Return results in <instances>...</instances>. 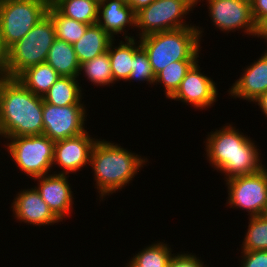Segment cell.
Wrapping results in <instances>:
<instances>
[{"label":"cell","instance_id":"6da1fadb","mask_svg":"<svg viewBox=\"0 0 267 267\" xmlns=\"http://www.w3.org/2000/svg\"><path fill=\"white\" fill-rule=\"evenodd\" d=\"M208 132L204 141L207 160L213 169L224 175L225 181L237 176L250 175L266 166L260 159V149L254 139L227 123ZM252 139V140H251ZM256 145V146H255ZM260 153V154H259Z\"/></svg>","mask_w":267,"mask_h":267},{"label":"cell","instance_id":"7a4b0ae2","mask_svg":"<svg viewBox=\"0 0 267 267\" xmlns=\"http://www.w3.org/2000/svg\"><path fill=\"white\" fill-rule=\"evenodd\" d=\"M43 97L16 78L0 80V132L9 137L43 134Z\"/></svg>","mask_w":267,"mask_h":267},{"label":"cell","instance_id":"3957f363","mask_svg":"<svg viewBox=\"0 0 267 267\" xmlns=\"http://www.w3.org/2000/svg\"><path fill=\"white\" fill-rule=\"evenodd\" d=\"M147 162V157L142 158V155L130 152L120 144L99 138L92 147L90 166L100 201L119 189L122 191Z\"/></svg>","mask_w":267,"mask_h":267},{"label":"cell","instance_id":"277c9868","mask_svg":"<svg viewBox=\"0 0 267 267\" xmlns=\"http://www.w3.org/2000/svg\"><path fill=\"white\" fill-rule=\"evenodd\" d=\"M203 30V27L195 24V26L157 32L139 38L153 73L156 75L172 62L199 60Z\"/></svg>","mask_w":267,"mask_h":267},{"label":"cell","instance_id":"5b68a950","mask_svg":"<svg viewBox=\"0 0 267 267\" xmlns=\"http://www.w3.org/2000/svg\"><path fill=\"white\" fill-rule=\"evenodd\" d=\"M55 39L54 24L46 15L8 49L9 78H16L27 68L44 63Z\"/></svg>","mask_w":267,"mask_h":267},{"label":"cell","instance_id":"8992f818","mask_svg":"<svg viewBox=\"0 0 267 267\" xmlns=\"http://www.w3.org/2000/svg\"><path fill=\"white\" fill-rule=\"evenodd\" d=\"M5 150L15 165L30 178L47 175L51 172L54 160V144L44 134L6 138Z\"/></svg>","mask_w":267,"mask_h":267},{"label":"cell","instance_id":"52a82bcc","mask_svg":"<svg viewBox=\"0 0 267 267\" xmlns=\"http://www.w3.org/2000/svg\"><path fill=\"white\" fill-rule=\"evenodd\" d=\"M50 0H0V32L9 49L47 15Z\"/></svg>","mask_w":267,"mask_h":267},{"label":"cell","instance_id":"ba28073f","mask_svg":"<svg viewBox=\"0 0 267 267\" xmlns=\"http://www.w3.org/2000/svg\"><path fill=\"white\" fill-rule=\"evenodd\" d=\"M196 4L192 0H154L147 7L135 13L136 36L194 26L186 23L185 16L193 11Z\"/></svg>","mask_w":267,"mask_h":267},{"label":"cell","instance_id":"9c48e42d","mask_svg":"<svg viewBox=\"0 0 267 267\" xmlns=\"http://www.w3.org/2000/svg\"><path fill=\"white\" fill-rule=\"evenodd\" d=\"M227 205L230 208L245 210L247 215H262L267 205V168L250 174L226 180Z\"/></svg>","mask_w":267,"mask_h":267},{"label":"cell","instance_id":"30bf717a","mask_svg":"<svg viewBox=\"0 0 267 267\" xmlns=\"http://www.w3.org/2000/svg\"><path fill=\"white\" fill-rule=\"evenodd\" d=\"M199 2L201 0H198ZM206 2L209 18L215 29L226 33L242 29L248 36H256L257 24L249 2L243 0H206Z\"/></svg>","mask_w":267,"mask_h":267},{"label":"cell","instance_id":"8fae6325","mask_svg":"<svg viewBox=\"0 0 267 267\" xmlns=\"http://www.w3.org/2000/svg\"><path fill=\"white\" fill-rule=\"evenodd\" d=\"M85 105L54 106L43 100V134L53 141L78 136L85 131Z\"/></svg>","mask_w":267,"mask_h":267},{"label":"cell","instance_id":"7c38bea8","mask_svg":"<svg viewBox=\"0 0 267 267\" xmlns=\"http://www.w3.org/2000/svg\"><path fill=\"white\" fill-rule=\"evenodd\" d=\"M197 60L187 71L184 79L171 100L181 101L183 104H191L194 108L203 110L212 107L218 101V89L211 77L201 73ZM207 107V108H206Z\"/></svg>","mask_w":267,"mask_h":267},{"label":"cell","instance_id":"4fadbf2b","mask_svg":"<svg viewBox=\"0 0 267 267\" xmlns=\"http://www.w3.org/2000/svg\"><path fill=\"white\" fill-rule=\"evenodd\" d=\"M87 131L66 139L55 141L53 168L63 169L58 174H75L87 164L90 166L92 147L98 138L91 137Z\"/></svg>","mask_w":267,"mask_h":267},{"label":"cell","instance_id":"5bb4252c","mask_svg":"<svg viewBox=\"0 0 267 267\" xmlns=\"http://www.w3.org/2000/svg\"><path fill=\"white\" fill-rule=\"evenodd\" d=\"M55 172L33 178L34 181L38 182L37 186L35 185L34 187L52 213L60 221H63L73 210L74 195L71 190L72 186L68 181L69 175Z\"/></svg>","mask_w":267,"mask_h":267},{"label":"cell","instance_id":"9a60e30c","mask_svg":"<svg viewBox=\"0 0 267 267\" xmlns=\"http://www.w3.org/2000/svg\"><path fill=\"white\" fill-rule=\"evenodd\" d=\"M11 209L13 217L20 223H26L35 226L54 225L61 222L44 202L41 195L35 187L22 189L14 198Z\"/></svg>","mask_w":267,"mask_h":267},{"label":"cell","instance_id":"2e32d148","mask_svg":"<svg viewBox=\"0 0 267 267\" xmlns=\"http://www.w3.org/2000/svg\"><path fill=\"white\" fill-rule=\"evenodd\" d=\"M100 25L113 39L122 34L124 39L135 36L129 35L126 27L136 28V17L133 9L125 0H100L98 5V20Z\"/></svg>","mask_w":267,"mask_h":267},{"label":"cell","instance_id":"e0dca14e","mask_svg":"<svg viewBox=\"0 0 267 267\" xmlns=\"http://www.w3.org/2000/svg\"><path fill=\"white\" fill-rule=\"evenodd\" d=\"M243 69L241 77L228 90L230 97L253 102L267 91V50Z\"/></svg>","mask_w":267,"mask_h":267},{"label":"cell","instance_id":"ac0fdd59","mask_svg":"<svg viewBox=\"0 0 267 267\" xmlns=\"http://www.w3.org/2000/svg\"><path fill=\"white\" fill-rule=\"evenodd\" d=\"M114 39L98 24L90 25L73 45L80 64L107 52Z\"/></svg>","mask_w":267,"mask_h":267},{"label":"cell","instance_id":"d6986e66","mask_svg":"<svg viewBox=\"0 0 267 267\" xmlns=\"http://www.w3.org/2000/svg\"><path fill=\"white\" fill-rule=\"evenodd\" d=\"M60 76L79 77L80 63L73 45L55 39L48 51L46 61Z\"/></svg>","mask_w":267,"mask_h":267},{"label":"cell","instance_id":"ffe728a7","mask_svg":"<svg viewBox=\"0 0 267 267\" xmlns=\"http://www.w3.org/2000/svg\"><path fill=\"white\" fill-rule=\"evenodd\" d=\"M61 76L47 63L31 66L16 79L29 91L43 97Z\"/></svg>","mask_w":267,"mask_h":267},{"label":"cell","instance_id":"44dd1931","mask_svg":"<svg viewBox=\"0 0 267 267\" xmlns=\"http://www.w3.org/2000/svg\"><path fill=\"white\" fill-rule=\"evenodd\" d=\"M78 78L61 76L43 96V100L46 103L60 107L66 105H84L82 101L84 94L82 93L83 88L79 84Z\"/></svg>","mask_w":267,"mask_h":267},{"label":"cell","instance_id":"7402d4cb","mask_svg":"<svg viewBox=\"0 0 267 267\" xmlns=\"http://www.w3.org/2000/svg\"><path fill=\"white\" fill-rule=\"evenodd\" d=\"M121 40L117 46L114 39L108 48L114 82H127L133 68L134 38Z\"/></svg>","mask_w":267,"mask_h":267},{"label":"cell","instance_id":"603a6c76","mask_svg":"<svg viewBox=\"0 0 267 267\" xmlns=\"http://www.w3.org/2000/svg\"><path fill=\"white\" fill-rule=\"evenodd\" d=\"M100 0H50V3L64 16L78 22L94 25L98 20Z\"/></svg>","mask_w":267,"mask_h":267},{"label":"cell","instance_id":"cb8c5ba5","mask_svg":"<svg viewBox=\"0 0 267 267\" xmlns=\"http://www.w3.org/2000/svg\"><path fill=\"white\" fill-rule=\"evenodd\" d=\"M47 15L54 24L56 38L69 44L77 42L90 26L62 15L51 3Z\"/></svg>","mask_w":267,"mask_h":267},{"label":"cell","instance_id":"d4e9b609","mask_svg":"<svg viewBox=\"0 0 267 267\" xmlns=\"http://www.w3.org/2000/svg\"><path fill=\"white\" fill-rule=\"evenodd\" d=\"M79 72V76L83 72V77H87V80L91 84L93 83L94 86H110V84H115L108 51L80 64Z\"/></svg>","mask_w":267,"mask_h":267},{"label":"cell","instance_id":"484cf974","mask_svg":"<svg viewBox=\"0 0 267 267\" xmlns=\"http://www.w3.org/2000/svg\"><path fill=\"white\" fill-rule=\"evenodd\" d=\"M196 61L197 60H183L172 62L155 75L154 85L157 86V84L159 85L160 83L161 86L162 83L165 96L170 99L178 90L187 71Z\"/></svg>","mask_w":267,"mask_h":267},{"label":"cell","instance_id":"4316f807","mask_svg":"<svg viewBox=\"0 0 267 267\" xmlns=\"http://www.w3.org/2000/svg\"><path fill=\"white\" fill-rule=\"evenodd\" d=\"M164 242L158 241L147 245L143 250L131 257L139 267H168L172 254V248Z\"/></svg>","mask_w":267,"mask_h":267},{"label":"cell","instance_id":"83f0119b","mask_svg":"<svg viewBox=\"0 0 267 267\" xmlns=\"http://www.w3.org/2000/svg\"><path fill=\"white\" fill-rule=\"evenodd\" d=\"M248 218L249 225L241 244V251H267V219L262 215Z\"/></svg>","mask_w":267,"mask_h":267},{"label":"cell","instance_id":"f1b7e54d","mask_svg":"<svg viewBox=\"0 0 267 267\" xmlns=\"http://www.w3.org/2000/svg\"><path fill=\"white\" fill-rule=\"evenodd\" d=\"M127 81L149 83L151 86L155 83V74L153 73L150 61L146 51L141 47L140 41L134 38V57L133 68Z\"/></svg>","mask_w":267,"mask_h":267},{"label":"cell","instance_id":"f546056e","mask_svg":"<svg viewBox=\"0 0 267 267\" xmlns=\"http://www.w3.org/2000/svg\"><path fill=\"white\" fill-rule=\"evenodd\" d=\"M168 267H209L204 265L202 259L200 260L195 254L192 253H173L169 261Z\"/></svg>","mask_w":267,"mask_h":267},{"label":"cell","instance_id":"4dcf8cb0","mask_svg":"<svg viewBox=\"0 0 267 267\" xmlns=\"http://www.w3.org/2000/svg\"><path fill=\"white\" fill-rule=\"evenodd\" d=\"M240 267H267V251H242Z\"/></svg>","mask_w":267,"mask_h":267},{"label":"cell","instance_id":"1f68e13d","mask_svg":"<svg viewBox=\"0 0 267 267\" xmlns=\"http://www.w3.org/2000/svg\"><path fill=\"white\" fill-rule=\"evenodd\" d=\"M251 8L254 21L258 25L267 17V0H254Z\"/></svg>","mask_w":267,"mask_h":267},{"label":"cell","instance_id":"d6a6232c","mask_svg":"<svg viewBox=\"0 0 267 267\" xmlns=\"http://www.w3.org/2000/svg\"><path fill=\"white\" fill-rule=\"evenodd\" d=\"M0 78H9L8 71V48L5 46L0 32Z\"/></svg>","mask_w":267,"mask_h":267},{"label":"cell","instance_id":"836d02e7","mask_svg":"<svg viewBox=\"0 0 267 267\" xmlns=\"http://www.w3.org/2000/svg\"><path fill=\"white\" fill-rule=\"evenodd\" d=\"M154 0H127L126 3L133 9L136 13L139 10L150 5Z\"/></svg>","mask_w":267,"mask_h":267},{"label":"cell","instance_id":"e575fe53","mask_svg":"<svg viewBox=\"0 0 267 267\" xmlns=\"http://www.w3.org/2000/svg\"><path fill=\"white\" fill-rule=\"evenodd\" d=\"M256 105L259 106L261 112L267 118V91L261 94L257 99L253 101Z\"/></svg>","mask_w":267,"mask_h":267},{"label":"cell","instance_id":"d590c367","mask_svg":"<svg viewBox=\"0 0 267 267\" xmlns=\"http://www.w3.org/2000/svg\"><path fill=\"white\" fill-rule=\"evenodd\" d=\"M255 37H258L260 39L263 38L264 42H267V17L257 25V34Z\"/></svg>","mask_w":267,"mask_h":267},{"label":"cell","instance_id":"8d00e7d4","mask_svg":"<svg viewBox=\"0 0 267 267\" xmlns=\"http://www.w3.org/2000/svg\"><path fill=\"white\" fill-rule=\"evenodd\" d=\"M124 267H139V265L131 258L128 263H126V266Z\"/></svg>","mask_w":267,"mask_h":267},{"label":"cell","instance_id":"74e56055","mask_svg":"<svg viewBox=\"0 0 267 267\" xmlns=\"http://www.w3.org/2000/svg\"><path fill=\"white\" fill-rule=\"evenodd\" d=\"M262 216H263L265 219H267V205L265 206V209H264V211H263V213H262Z\"/></svg>","mask_w":267,"mask_h":267},{"label":"cell","instance_id":"f35d334b","mask_svg":"<svg viewBox=\"0 0 267 267\" xmlns=\"http://www.w3.org/2000/svg\"><path fill=\"white\" fill-rule=\"evenodd\" d=\"M243 1L249 2L251 4L254 0H243Z\"/></svg>","mask_w":267,"mask_h":267},{"label":"cell","instance_id":"ab89813d","mask_svg":"<svg viewBox=\"0 0 267 267\" xmlns=\"http://www.w3.org/2000/svg\"><path fill=\"white\" fill-rule=\"evenodd\" d=\"M196 5H198V0H192Z\"/></svg>","mask_w":267,"mask_h":267},{"label":"cell","instance_id":"60d3db41","mask_svg":"<svg viewBox=\"0 0 267 267\" xmlns=\"http://www.w3.org/2000/svg\"><path fill=\"white\" fill-rule=\"evenodd\" d=\"M3 136H2V133L0 132V139H3L4 140V138H2Z\"/></svg>","mask_w":267,"mask_h":267}]
</instances>
